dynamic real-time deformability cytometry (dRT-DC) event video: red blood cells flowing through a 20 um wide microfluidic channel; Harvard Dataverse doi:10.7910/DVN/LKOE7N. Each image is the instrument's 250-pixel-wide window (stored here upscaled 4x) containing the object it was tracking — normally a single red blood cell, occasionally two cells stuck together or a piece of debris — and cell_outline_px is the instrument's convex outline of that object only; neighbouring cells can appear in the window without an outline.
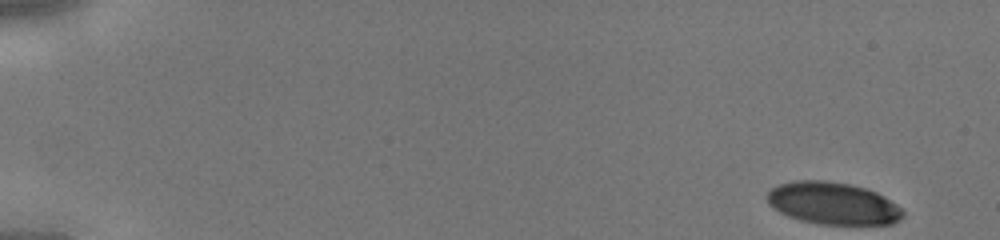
{"species": "human", "species_latin": "Homo sapiens", "temperature_condition": "cold", "stored_images_in_passage": 43, "camera_frame_rate_fps": 3000, "um_per_image_px": 0.085, "donor": {"sex": "male"}, "frame": {"image": 1, "passage_image": 1, "time_ms": 0.0, "image_size_px": [1000, 240], "cell_outline_px": [[904, 216], [900, 220], [892, 224], [816, 224], [800, 220], [788, 216], [780, 212], [768, 200], [768, 192], [772, 188], [780, 184], [796, 180], [824, 180], [848, 184], [864, 188], [876, 192], [884, 196], [896, 204], [904, 212]], "centroid_in_image_um": [70.83, 17.29], "position_along_channel_um": 14.2, "area_um2": 33.12}}
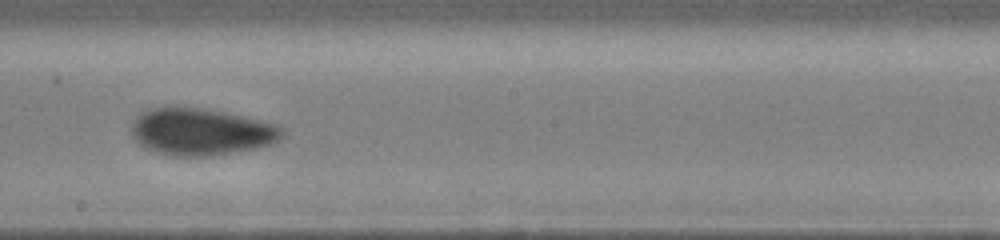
{"frame": {"image": 2, "passage_image": 25, "time_ms": 8.0, "image_size_px": [1000, 240], "cell_outline_px": [[284, 136], [280, 140], [272, 144], [256, 148], [208, 156], [176, 156], [156, 152], [144, 148], [132, 136], [132, 120], [140, 112], [148, 108], [172, 104], [204, 108], [224, 112], [272, 124], [284, 128]], "centroid_in_image_um": [17.01, 11.17], "position_along_channel_um": 231.2, "area_um2": 41.73}}
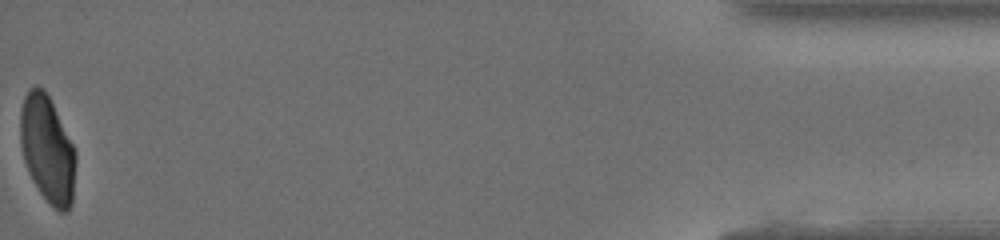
{"frame": {"image": 3, "passage_image": 43, "time_ms": 14.0, "image_size_px": [1000, 240], "cell_outline_px": [[76, 160], [72, 204], [68, 212], [60, 212], [40, 192], [32, 180], [24, 160], [20, 144], [20, 112], [24, 96], [28, 88], [36, 84], [44, 88], [76, 152]], "centroid_in_image_um": [4.01, 12.66], "position_along_channel_um": 431.2, "area_um2": 34.33}}